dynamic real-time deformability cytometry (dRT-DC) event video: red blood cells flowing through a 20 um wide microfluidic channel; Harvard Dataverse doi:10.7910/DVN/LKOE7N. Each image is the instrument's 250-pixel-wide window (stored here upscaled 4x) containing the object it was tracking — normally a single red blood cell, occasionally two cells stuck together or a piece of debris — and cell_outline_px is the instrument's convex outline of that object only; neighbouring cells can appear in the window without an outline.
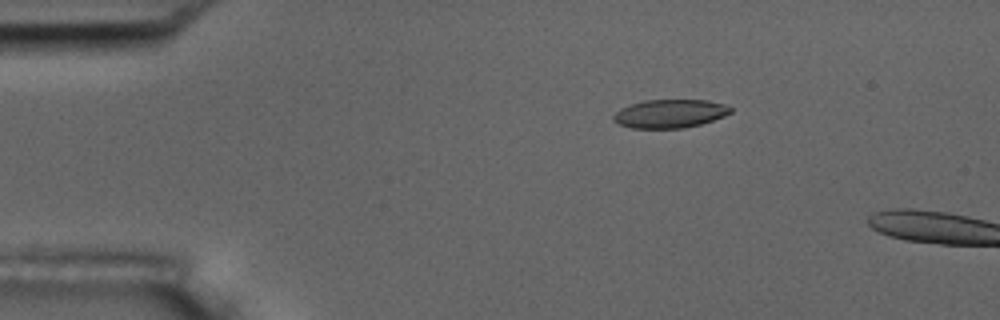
{"species": "common noctule bat (a hibernating species)", "species_latin": "Nyctalus noctula", "temperature_condition": "room temperature", "stored_images_in_passage": 13, "camera_frame_rate_fps": 3000, "um_per_image_px": 0.085, "animal": {"sex": "male", "body_mass_g": 17.5, "forearm_length_mm": 52.3}, "frame": {"image": 1, "passage_image": 10, "time_ms": 3.0, "image_size_px": [1000, 320], "cell_outline_px": [[732, 112], [724, 116], [700, 124], [684, 128], [632, 128], [620, 124], [612, 120], [612, 116], [620, 108], [644, 100], [708, 100], [724, 104], [732, 108]], "centroid_in_image_um": [56.94, 9.65], "position_along_channel_um": 28.1, "area_um2": 19.36}}